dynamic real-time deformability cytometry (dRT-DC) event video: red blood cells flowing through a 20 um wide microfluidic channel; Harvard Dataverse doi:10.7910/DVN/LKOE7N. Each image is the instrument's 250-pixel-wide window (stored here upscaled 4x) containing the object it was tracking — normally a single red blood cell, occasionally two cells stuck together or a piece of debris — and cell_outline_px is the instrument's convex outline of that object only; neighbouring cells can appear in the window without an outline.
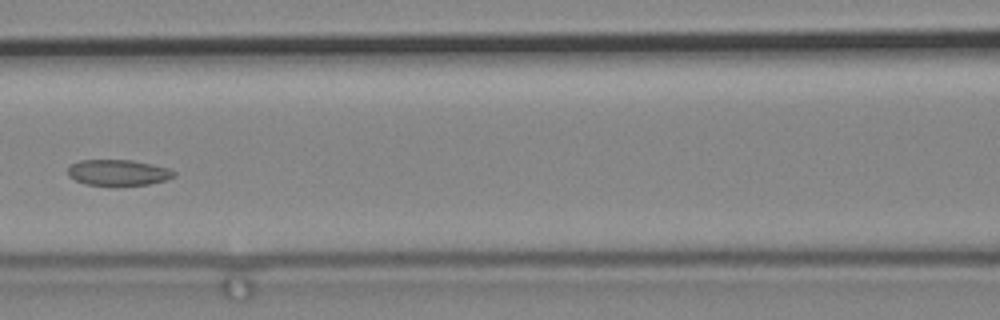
{"species": "common noctule bat (a hibernating species)", "species_latin": "Nyctalus noctula", "temperature_condition": "cold", "stored_images_in_passage": 8, "camera_frame_rate_fps": 3000, "um_per_image_px": 0.085, "animal": {"sex": "male", "body_mass_g": 19.2, "forearm_length_mm": 51.8}, "frame": {"image": 1, "passage_image": 4, "time_ms": 1.0, "image_size_px": [1000, 320], "cell_outline_px": [[176, 176], [164, 180], [148, 184], [112, 188], [84, 184], [68, 176], [68, 168], [72, 164], [80, 160], [132, 160], [152, 164], [168, 168], [176, 172]], "centroid_in_image_um": [10.03, 14.71], "position_along_channel_um": 156.6, "area_um2": 16.59}}
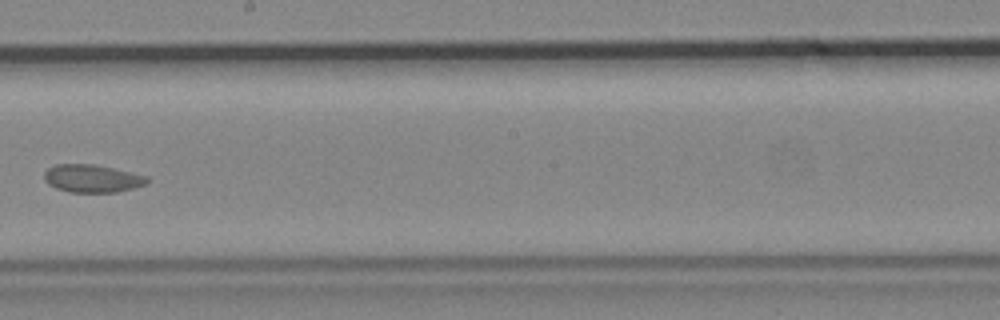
{"frame": {"image": 2, "passage_image": 6, "time_ms": 1.667, "image_size_px": [1000, 320], "cell_outline_px": [[152, 180], [148, 184], [116, 192], [68, 192], [56, 188], [48, 184], [44, 180], [44, 172], [48, 168], [56, 164], [92, 164], [112, 168], [148, 176]], "centroid_in_image_um": [7.85, 15.17], "position_along_channel_um": 240.4, "area_um2": 16.76}}
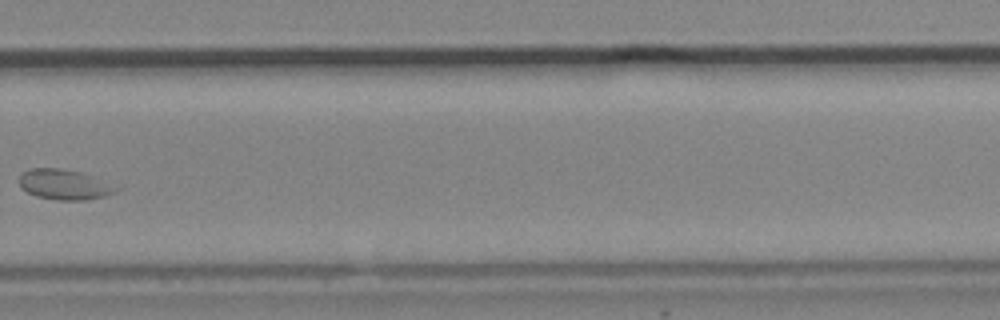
{"frame": {"image": 3, "passage_image": 8, "time_ms": 2.333, "image_size_px": [1000, 320], "cell_outline_px": [[120, 188], [116, 192], [108, 196], [88, 200], [56, 200], [36, 196], [20, 188], [16, 180], [20, 172], [28, 168], [60, 168], [80, 172], [92, 176]], "centroid_in_image_um": [5.4, 15.68], "position_along_channel_um": 324.4, "area_um2": 17.46}}